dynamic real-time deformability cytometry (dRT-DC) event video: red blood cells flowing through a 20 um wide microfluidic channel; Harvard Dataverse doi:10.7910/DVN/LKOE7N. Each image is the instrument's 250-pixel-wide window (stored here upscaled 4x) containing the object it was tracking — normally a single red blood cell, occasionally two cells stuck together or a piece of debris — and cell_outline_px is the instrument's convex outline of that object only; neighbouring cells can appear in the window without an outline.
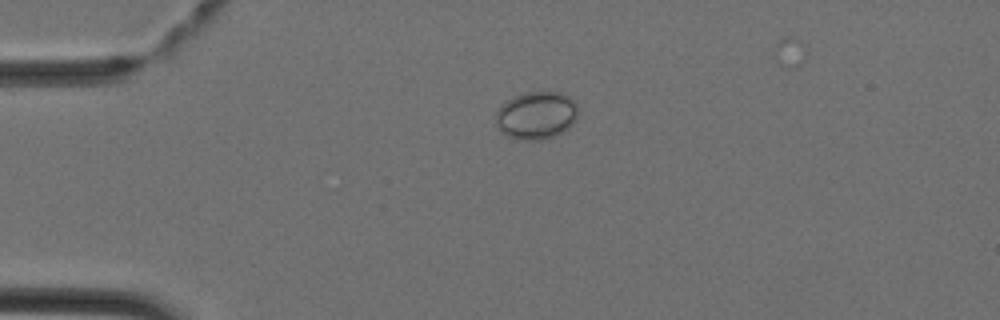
{"species": "Egyptian fruit bat (a non-hibernating species)", "species_latin": "Rousettus aegyptiacus", "temperature_condition": "cold", "stored_images_in_passage": 1, "camera_frame_rate_fps": 3000, "um_per_image_px": 0.085, "animal": {"sex": "female"}, "frame": {"image": 1, "passage_image": 1, "time_ms": 0.0, "image_size_px": [1000, 320], "cell_outline_px": [[576, 120], [568, 128], [556, 136], [540, 140], [520, 140], [508, 136], [496, 124], [496, 112], [500, 104], [512, 96], [524, 92], [560, 92], [568, 96], [576, 104]], "centroid_in_image_um": [45.56, 9.8], "position_along_channel_um": 39.4, "area_um2": 22.95}}